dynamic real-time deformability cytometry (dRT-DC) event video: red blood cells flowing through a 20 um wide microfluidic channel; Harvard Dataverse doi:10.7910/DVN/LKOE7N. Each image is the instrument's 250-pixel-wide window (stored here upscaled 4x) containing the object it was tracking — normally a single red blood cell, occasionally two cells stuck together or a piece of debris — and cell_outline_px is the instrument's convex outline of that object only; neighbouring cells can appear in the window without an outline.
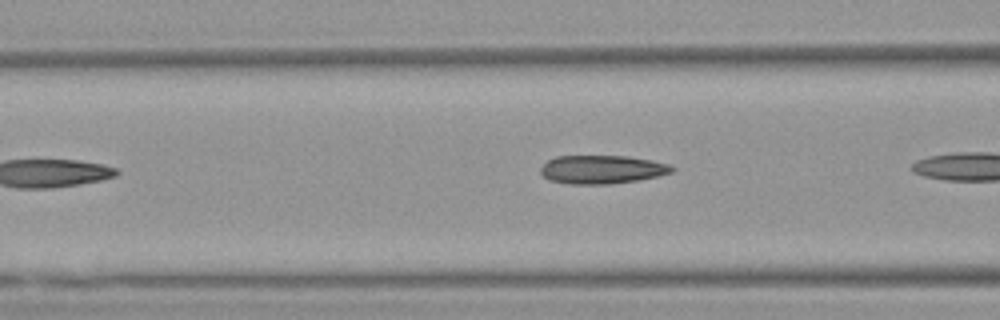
{"species": "Egyptian fruit bat (a non-hibernating species)", "species_latin": "Rousettus aegyptiacus", "temperature_condition": "warm", "stored_images_in_passage": 7, "camera_frame_rate_fps": 3000, "um_per_image_px": 0.085, "animal": {"sex": "female"}, "frame": {"image": 1, "passage_image": 5, "time_ms": 1.333, "image_size_px": [1000, 320], "cell_outline_px": [[676, 168], [672, 172], [640, 180], [612, 184], [568, 184], [548, 180], [540, 172], [540, 168], [548, 160], [556, 156], [628, 156], [652, 160], [672, 164]], "centroid_in_image_um": [51.19, 14.41], "position_along_channel_um": 115.4, "area_um2": 22.02}}